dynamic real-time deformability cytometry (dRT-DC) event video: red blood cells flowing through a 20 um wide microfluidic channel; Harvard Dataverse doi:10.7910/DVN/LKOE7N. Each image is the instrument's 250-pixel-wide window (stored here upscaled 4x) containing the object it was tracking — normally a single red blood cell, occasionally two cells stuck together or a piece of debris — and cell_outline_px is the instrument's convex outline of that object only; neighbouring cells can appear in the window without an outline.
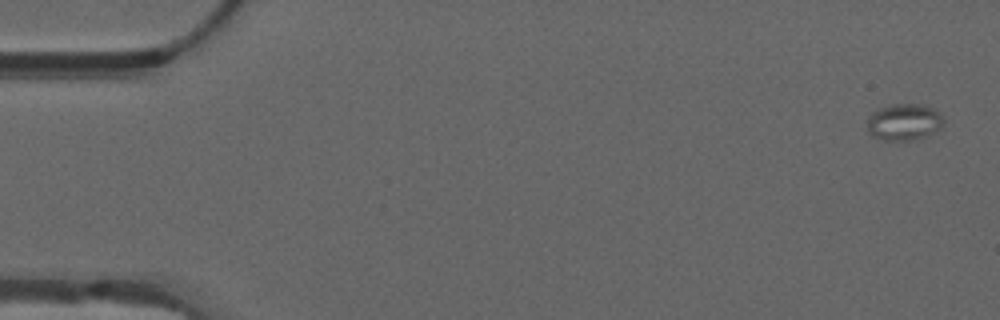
{"species": "common noctule bat (a hibernating species)", "species_latin": "Nyctalus noctula", "temperature_condition": "warm", "stored_images_in_passage": 39, "camera_frame_rate_fps": 3000, "um_per_image_px": 0.085, "animal": {"sex": "male", "forearm_length_mm": 52.5}, "frame": {"image": 1, "passage_image": 1, "time_ms": 0.0, "image_size_px": [1000, 320], "cell_outline_px": [[944, 120], [940, 128], [924, 136], [912, 140], [884, 140], [872, 136], [868, 132], [868, 116], [876, 108], [892, 104], [924, 104], [936, 108], [944, 116]], "centroid_in_image_um": [76.85, 10.34], "position_along_channel_um": 8.2, "area_um2": 16.53}}
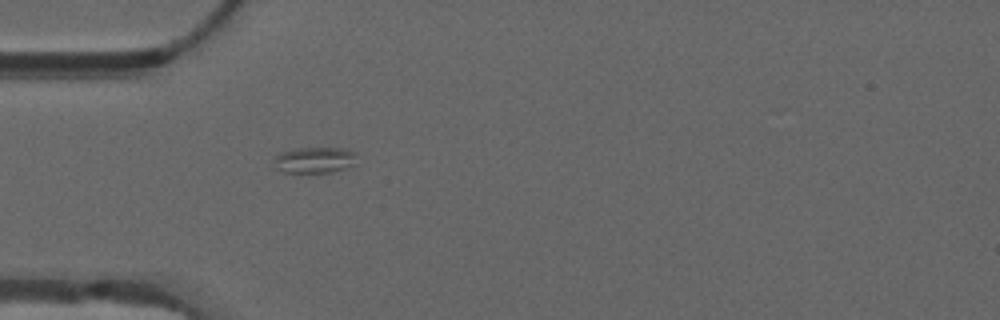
{"frame": {"image": 2, "passage_image": 16, "time_ms": 5.0, "image_size_px": [1000, 320], "cell_outline_px": [[356, 152], [352, 164], [344, 168], [332, 172], [284, 172], [276, 168], [276, 156], [280, 152], [296, 148], [344, 148]], "centroid_in_image_um": [26.73, 13.59], "position_along_channel_um": 58.3, "area_um2": 12.25}}